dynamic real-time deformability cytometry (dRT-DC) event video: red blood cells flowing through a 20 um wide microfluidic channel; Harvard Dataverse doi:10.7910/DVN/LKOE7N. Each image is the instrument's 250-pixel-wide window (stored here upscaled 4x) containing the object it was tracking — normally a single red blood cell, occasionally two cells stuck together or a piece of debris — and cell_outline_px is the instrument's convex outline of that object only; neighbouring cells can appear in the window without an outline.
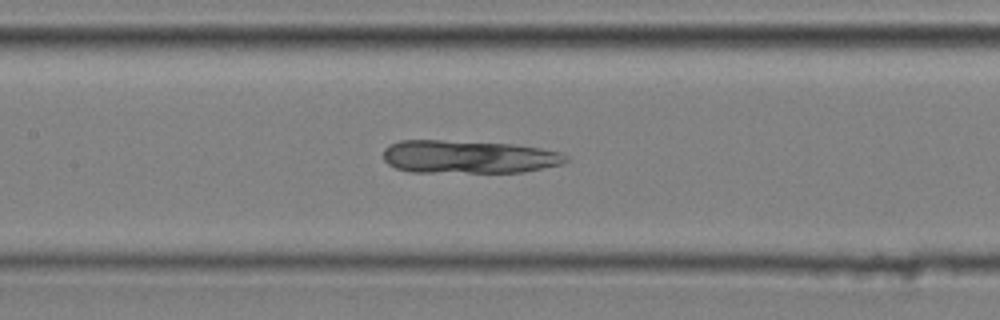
{"species": "common noctule bat (a hibernating species)", "species_latin": "Nyctalus noctula", "temperature_condition": "cold", "stored_images_in_passage": 50, "camera_frame_rate_fps": 3000, "um_per_image_px": 0.085, "animal": {"sex": "male", "body_mass_g": 20.4}, "frame": {"image": 1, "passage_image": 23, "time_ms": 7.333, "image_size_px": [1000, 320], "cell_outline_px": [[568, 160], [564, 164], [524, 172], [408, 172], [396, 168], [388, 164], [384, 160], [384, 148], [388, 144], [400, 140], [440, 140], [512, 144], [540, 148], [560, 152], [568, 156]], "centroid_in_image_um": [39.82, 13.33], "position_along_channel_um": 167.6, "area_um2": 35.43}}
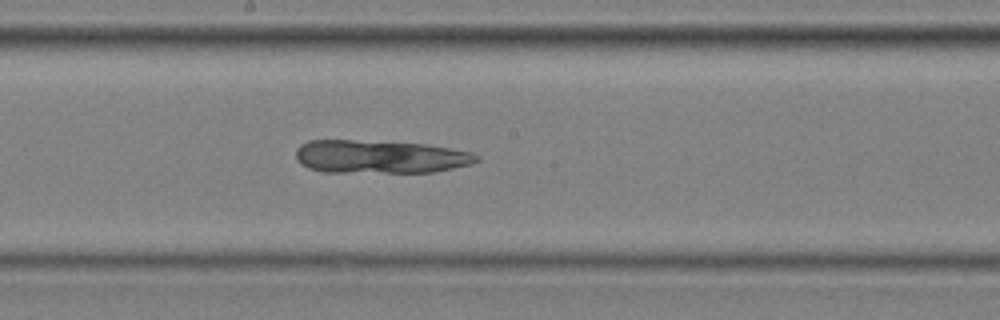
{"frame": {"image": 2, "passage_image": 27, "time_ms": 8.667, "image_size_px": [1000, 320], "cell_outline_px": [[480, 160], [472, 164], [432, 172], [320, 172], [308, 168], [300, 164], [296, 160], [296, 148], [300, 144], [308, 140], [352, 140], [428, 144], [472, 152], [480, 156]], "centroid_in_image_um": [32.27, 13.32], "position_along_channel_um": 215.9, "area_um2": 35.26}}